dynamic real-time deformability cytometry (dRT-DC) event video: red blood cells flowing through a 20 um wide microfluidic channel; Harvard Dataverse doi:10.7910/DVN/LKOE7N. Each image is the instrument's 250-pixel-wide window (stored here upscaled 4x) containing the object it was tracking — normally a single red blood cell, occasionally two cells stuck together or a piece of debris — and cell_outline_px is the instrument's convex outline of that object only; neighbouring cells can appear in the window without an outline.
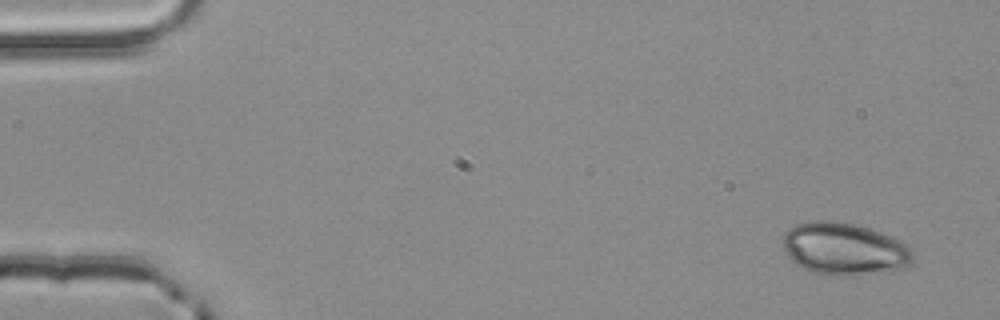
{"species": "common noctule bat (a hibernating species)", "species_latin": "Nyctalus noctula", "temperature_condition": "room temperature", "stored_images_in_passage": 51, "camera_frame_rate_fps": 3000, "um_per_image_px": 0.085, "animal": {"sex": "male", "body_mass_g": 20.4}, "frame": {"image": 1, "passage_image": 1, "time_ms": 0.0, "image_size_px": [1000, 320], "cell_outline_px": [[916, 256], [912, 264], [904, 268], [856, 276], [828, 276], [812, 272], [796, 264], [788, 256], [780, 240], [784, 232], [796, 224], [816, 220], [832, 220], [852, 224], [868, 228], [900, 240], [912, 248]], "centroid_in_image_um": [71.77, 21.17], "position_along_channel_um": 13.2, "area_um2": 40.23}}
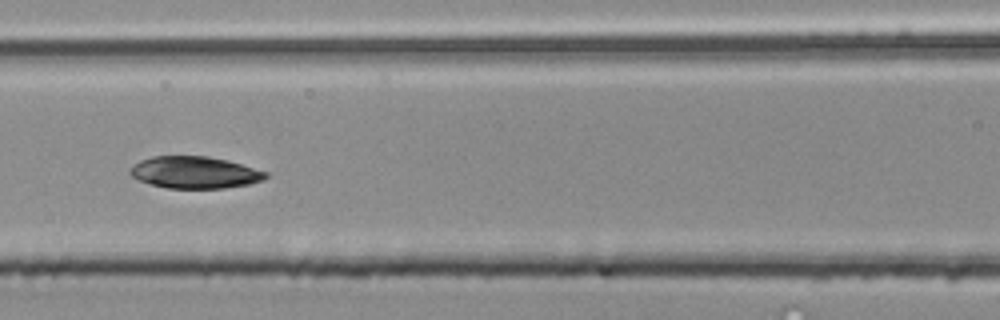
{"frame": {"image": 2, "passage_image": 22, "time_ms": 7.0, "image_size_px": [1000, 320], "cell_outline_px": [[268, 176], [264, 180], [248, 184], [224, 188], [168, 188], [152, 184], [140, 180], [132, 176], [128, 172], [128, 168], [132, 164], [140, 160], [152, 156], [208, 156], [228, 160], [268, 172]], "centroid_in_image_um": [16.54, 14.64], "position_along_channel_um": 150.1, "area_um2": 25.32}}
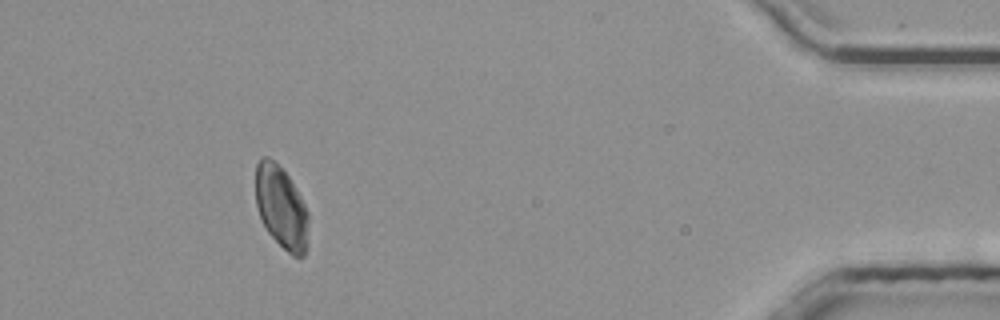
{"frame": {"image": 3, "passage_image": 47, "time_ms": 15.333, "image_size_px": [1000, 320], "cell_outline_px": [[308, 244], [304, 256], [292, 256], [268, 232], [260, 216], [256, 204], [256, 164], [264, 156], [268, 156], [288, 176], [296, 188], [308, 212]], "centroid_in_image_um": [23.92, 17.65], "position_along_channel_um": 411.3, "area_um2": 25.14}, "authors_computed_cell_mechanics": {"area_um2": 26.8192, "velocity_mm_per_s": 3.8909, "shape_relaxation_time_tau1_ms": 5.5763, "shape_relaxation_time_tau2_ms": 3.1978, "deformation_change_tau1": 0.0799, "deformation_change_tau2": 0.063}}